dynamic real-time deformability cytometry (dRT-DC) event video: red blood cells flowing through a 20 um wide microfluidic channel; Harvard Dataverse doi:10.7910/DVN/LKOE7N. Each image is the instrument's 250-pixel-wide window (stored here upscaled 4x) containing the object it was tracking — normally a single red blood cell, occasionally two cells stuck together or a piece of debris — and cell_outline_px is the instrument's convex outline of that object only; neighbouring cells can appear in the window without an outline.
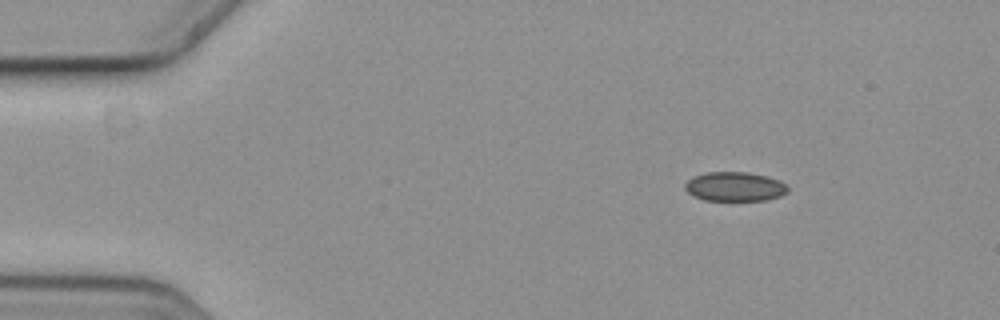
{"species": "common noctule bat (a hibernating species)", "species_latin": "Nyctalus noctula", "temperature_condition": "cold", "stored_images_in_passage": 8, "camera_frame_rate_fps": 3000, "um_per_image_px": 0.085, "animal": {"sex": "female", "body_mass_g": 19.3, "forearm_length_mm": 54.1}, "frame": {"image": 1, "passage_image": 1, "time_ms": 0.0, "image_size_px": [1000, 320], "cell_outline_px": [[788, 192], [780, 196], [764, 200], [704, 200], [692, 196], [684, 188], [684, 184], [688, 180], [696, 176], [708, 172], [744, 172], [764, 176], [776, 180], [784, 184], [788, 188]], "centroid_in_image_um": [62.41, 15.87], "position_along_channel_um": 22.6, "area_um2": 17.22}}
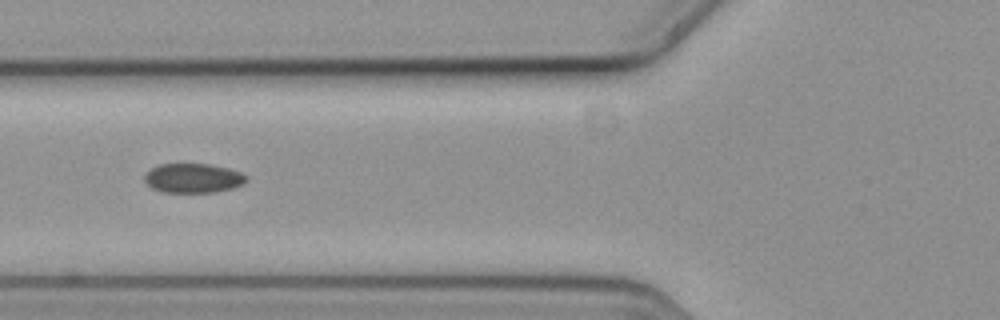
{"frame": {"image": 2, "passage_image": 5, "time_ms": 1.333, "image_size_px": [1000, 320], "cell_outline_px": [[248, 180], [244, 184], [232, 188], [216, 192], [160, 192], [152, 188], [144, 180], [144, 176], [152, 168], [160, 164], [208, 164], [228, 168], [240, 172], [248, 176]], "centroid_in_image_um": [16.44, 15.15], "position_along_channel_um": 109.4, "area_um2": 17.46}}
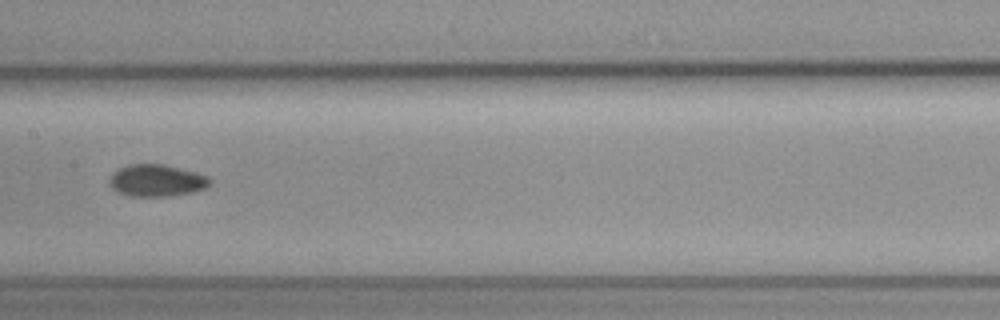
{"frame": {"image": 3, "passage_image": 7, "time_ms": 2.0, "image_size_px": [1000, 320], "cell_outline_px": [[212, 184], [204, 188], [192, 192], [168, 196], [128, 196], [116, 192], [108, 184], [112, 176], [120, 168], [128, 164], [164, 164], [196, 172], [208, 176], [212, 180]], "centroid_in_image_um": [13.33, 15.35], "position_along_channel_um": 194.1, "area_um2": 18.73}}